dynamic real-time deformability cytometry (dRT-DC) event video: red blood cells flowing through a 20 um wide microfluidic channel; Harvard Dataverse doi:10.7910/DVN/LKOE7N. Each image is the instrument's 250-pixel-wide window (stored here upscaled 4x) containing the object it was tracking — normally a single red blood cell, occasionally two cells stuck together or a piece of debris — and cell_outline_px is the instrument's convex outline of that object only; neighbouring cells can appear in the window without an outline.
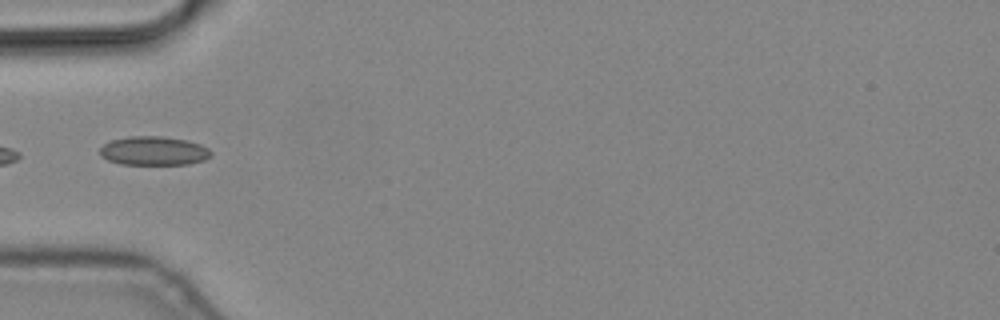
{"species": "common noctule bat (a hibernating species)", "species_latin": "Nyctalus noctula", "temperature_condition": "cold", "stored_images_in_passage": 2, "camera_frame_rate_fps": 3000, "um_per_image_px": 0.085, "animal": {"sex": "male", "body_mass_g": 19.2, "forearm_length_mm": 51.8}, "frame": {"image": 1, "passage_image": 1, "time_ms": 0.0, "image_size_px": [1000, 320], "cell_outline_px": [[212, 156], [204, 160], [188, 164], [120, 164], [108, 160], [100, 156], [100, 148], [104, 144], [112, 140], [128, 136], [164, 136], [188, 140], [200, 144], [208, 148], [212, 152]], "centroid_in_image_um": [13.08, 12.82], "position_along_channel_um": 71.9, "area_um2": 18.84}}